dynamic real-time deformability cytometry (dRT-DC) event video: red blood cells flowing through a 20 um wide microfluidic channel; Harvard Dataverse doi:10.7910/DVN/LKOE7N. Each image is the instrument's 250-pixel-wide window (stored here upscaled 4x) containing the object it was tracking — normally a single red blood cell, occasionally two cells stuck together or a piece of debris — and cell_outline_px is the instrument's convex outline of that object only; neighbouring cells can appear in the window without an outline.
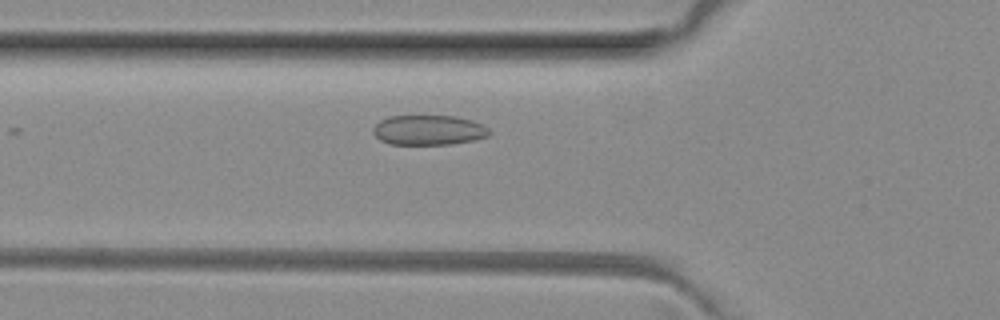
{"species": "common noctule bat (a hibernating species)", "species_latin": "Nyctalus noctula", "temperature_condition": "room temperature", "stored_images_in_passage": 13, "camera_frame_rate_fps": 3000, "um_per_image_px": 0.085, "animal": {"sex": "female", "body_mass_g": 29.2, "forearm_length_mm": 56.3}, "frame": {"image": 1, "passage_image": 9, "time_ms": 2.667, "image_size_px": [1000, 320], "cell_outline_px": [[492, 132], [488, 136], [476, 140], [452, 144], [388, 144], [380, 140], [372, 132], [372, 128], [380, 120], [388, 116], [456, 116], [472, 120], [484, 124]], "centroid_in_image_um": [36.46, 11.06], "position_along_channel_um": 89.3, "area_um2": 20.52}}